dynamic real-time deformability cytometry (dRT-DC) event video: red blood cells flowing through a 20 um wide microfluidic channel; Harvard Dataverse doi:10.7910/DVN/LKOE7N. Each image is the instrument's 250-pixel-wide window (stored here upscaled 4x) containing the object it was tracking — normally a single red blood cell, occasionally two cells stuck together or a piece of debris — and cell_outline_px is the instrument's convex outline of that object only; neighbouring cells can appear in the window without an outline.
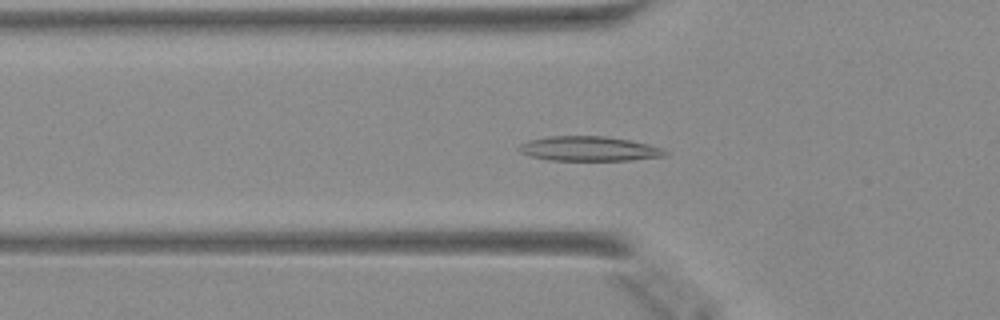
{"species": "Egyptian fruit bat (a non-hibernating species)", "species_latin": "Rousettus aegyptiacus", "temperature_condition": "warm", "stored_images_in_passage": 48, "camera_frame_rate_fps": 3000, "um_per_image_px": 0.085, "animal": {"sex": "female"}, "frame": {"image": 1, "passage_image": 16, "time_ms": 5.0, "image_size_px": [1000, 320], "cell_outline_px": [[668, 156], [632, 160], [548, 160], [528, 156], [520, 152], [516, 148], [520, 144], [528, 140], [552, 136], [604, 136], [628, 140], [648, 144], [664, 148], [668, 152]], "centroid_in_image_um": [50.07, 12.65], "position_along_channel_um": 75.7, "area_um2": 21.15}}
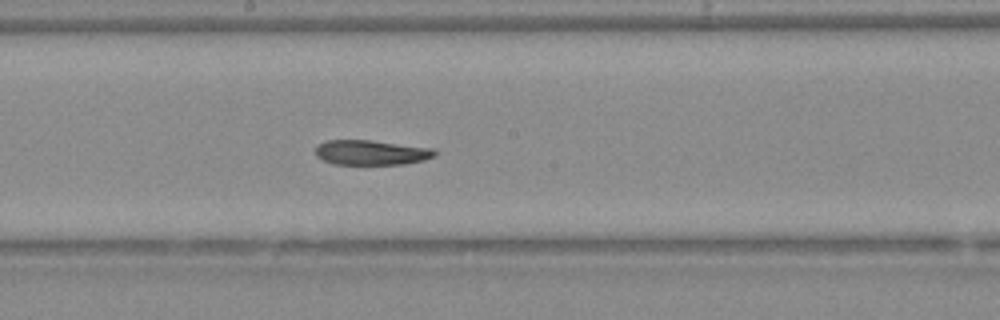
{"frame": {"image": 2, "passage_image": 26, "time_ms": 8.333, "image_size_px": [1000, 320], "cell_outline_px": [[436, 156], [424, 160], [404, 164], [332, 164], [316, 156], [316, 148], [320, 144], [328, 140], [372, 140], [436, 148]], "centroid_in_image_um": [31.62, 12.96], "position_along_channel_um": 216.6, "area_um2": 17.4}}
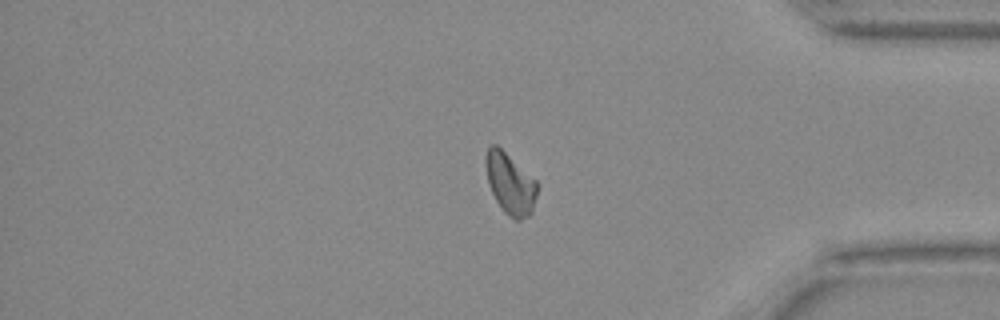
{"frame": {"image": 3, "passage_image": 40, "time_ms": 13.0, "image_size_px": [1000, 320], "cell_outline_px": [[540, 184], [532, 212], [528, 216], [520, 220], [516, 220], [508, 216], [504, 212], [496, 200], [488, 184], [484, 164], [484, 160], [488, 148], [492, 144], [496, 144], [536, 180]], "centroid_in_image_um": [43.37, 15.62], "position_along_channel_um": 391.8, "area_um2": 18.5}}